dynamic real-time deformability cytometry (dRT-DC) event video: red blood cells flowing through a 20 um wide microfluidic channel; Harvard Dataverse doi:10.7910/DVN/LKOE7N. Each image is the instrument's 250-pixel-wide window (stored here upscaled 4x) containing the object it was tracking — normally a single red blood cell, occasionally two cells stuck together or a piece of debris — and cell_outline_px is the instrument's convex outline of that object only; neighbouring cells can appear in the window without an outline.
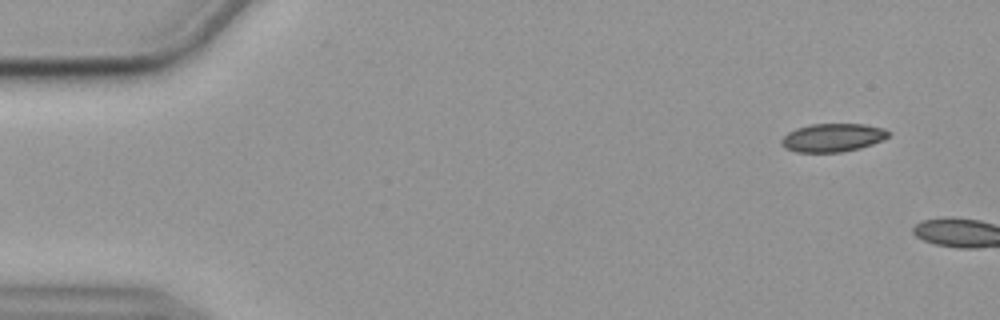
{"species": "common noctule bat (a hibernating species)", "species_latin": "Nyctalus noctula", "temperature_condition": "cold", "stored_images_in_passage": 5, "camera_frame_rate_fps": 3000, "um_per_image_px": 0.085, "animal": {"sex": "female", "body_mass_g": 19.9}, "frame": {"image": 1, "passage_image": 3, "time_ms": 0.667, "image_size_px": [1000, 320], "cell_outline_px": [[888, 136], [884, 140], [860, 148], [840, 152], [796, 152], [784, 148], [780, 144], [780, 140], [788, 132], [796, 128], [812, 124], [864, 124], [884, 128], [888, 132]], "centroid_in_image_um": [70.75, 11.7], "position_along_channel_um": 14.3, "area_um2": 17.69}}